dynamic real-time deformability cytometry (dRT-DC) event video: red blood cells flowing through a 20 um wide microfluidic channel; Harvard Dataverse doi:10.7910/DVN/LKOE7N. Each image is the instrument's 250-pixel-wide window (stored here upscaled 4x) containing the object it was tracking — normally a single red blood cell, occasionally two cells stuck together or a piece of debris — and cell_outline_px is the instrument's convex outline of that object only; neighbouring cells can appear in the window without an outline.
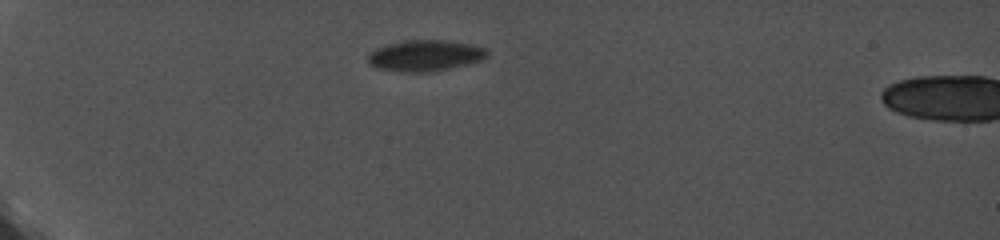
{"species": "common noctule bat (a hibernating species)", "species_latin": "Nyctalus noctula", "temperature_condition": "cold", "stored_images_in_passage": 2, "camera_frame_rate_fps": 5000, "um_per_image_px": 0.085, "animal": {"sex": "female", "body_mass_g": 19.0, "forearm_length_mm": 56.7}, "frame": {"image": 1, "passage_image": 1, "time_ms": 0.0, "image_size_px": [1000, 240], "cell_outline_px": [[488, 56], [484, 60], [468, 64], [428, 72], [400, 72], [376, 68], [368, 64], [368, 56], [376, 48], [388, 44], [404, 40], [444, 40], [472, 44], [488, 48]], "centroid_in_image_um": [36.17, 4.72], "position_along_channel_um": 48.8, "area_um2": 21.79}}